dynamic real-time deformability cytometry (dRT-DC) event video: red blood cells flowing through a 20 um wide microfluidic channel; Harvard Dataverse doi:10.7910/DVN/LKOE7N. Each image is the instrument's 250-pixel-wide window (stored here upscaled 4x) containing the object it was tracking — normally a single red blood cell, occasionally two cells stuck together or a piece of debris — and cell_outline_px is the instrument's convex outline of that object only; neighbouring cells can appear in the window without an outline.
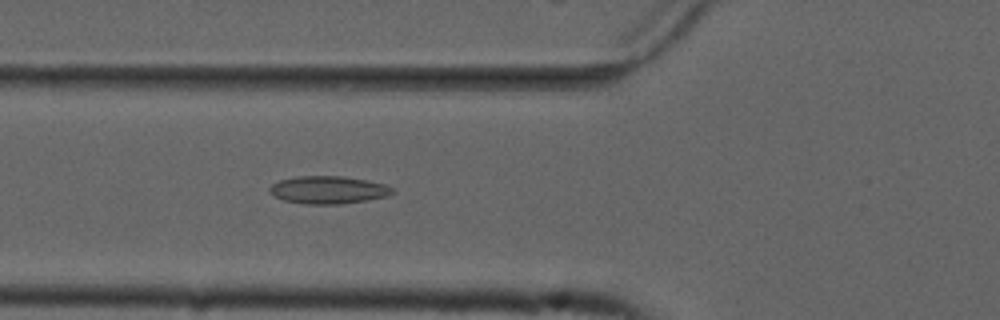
{"species": "common noctule bat (a hibernating species)", "species_latin": "Nyctalus noctula", "temperature_condition": "cold", "stored_images_in_passage": 48, "camera_frame_rate_fps": 3000, "um_per_image_px": 0.085, "animal": {"sex": "male", "forearm_length_mm": 52.5}, "frame": {"image": 1, "passage_image": 20, "time_ms": 6.333, "image_size_px": [1000, 320], "cell_outline_px": [[396, 192], [388, 196], [340, 204], [308, 204], [284, 200], [276, 196], [268, 188], [272, 184], [280, 180], [296, 176], [344, 176], [368, 180], [384, 184], [392, 188]], "centroid_in_image_um": [27.93, 16.13], "position_along_channel_um": 97.9, "area_um2": 19.65}}
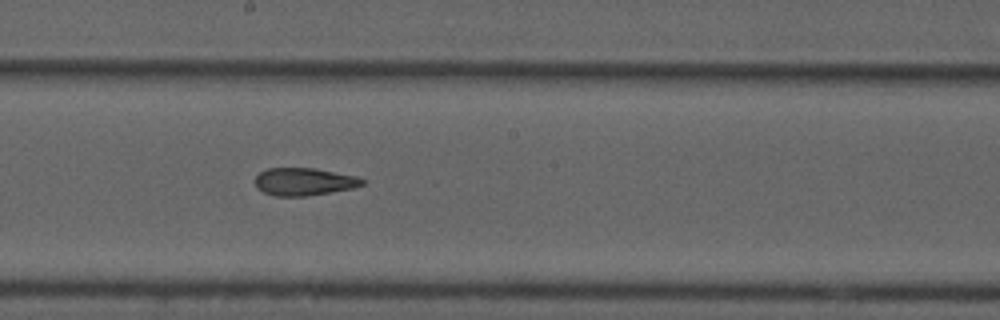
{"frame": {"image": 2, "passage_image": 30, "time_ms": 9.667, "image_size_px": [1000, 320], "cell_outline_px": [[364, 184], [352, 188], [304, 196], [276, 196], [264, 192], [256, 188], [256, 176], [260, 172], [268, 168], [316, 168], [356, 176], [364, 180]], "centroid_in_image_um": [25.82, 15.43], "position_along_channel_um": 222.4, "area_um2": 17.05}}
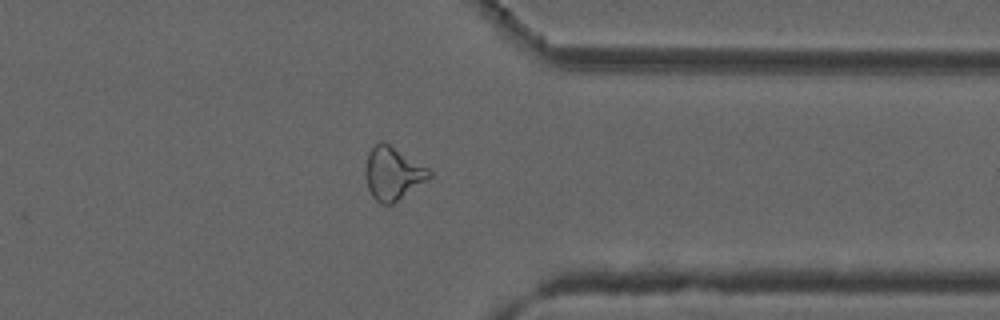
{"frame": {"image": 3, "passage_image": 43, "time_ms": 14.0, "image_size_px": [1000, 320], "cell_outline_px": [[432, 176], [428, 180], [392, 204], [380, 204], [372, 196], [368, 188], [364, 176], [364, 168], [368, 152], [380, 140], [384, 140], [428, 168], [432, 172]], "centroid_in_image_um": [33.37, 14.72], "position_along_channel_um": 378.0, "area_um2": 19.94}, "authors_computed_cell_mechanics": {"area_um2": 19.363, "velocity_mm_per_s": 3.722, "shape_relaxation_time_tau1_ms": null, "shape_relaxation_time_tau2_ms": 2.7611, "deformation_change_tau1": null, "deformation_change_tau2": 0.1052}}